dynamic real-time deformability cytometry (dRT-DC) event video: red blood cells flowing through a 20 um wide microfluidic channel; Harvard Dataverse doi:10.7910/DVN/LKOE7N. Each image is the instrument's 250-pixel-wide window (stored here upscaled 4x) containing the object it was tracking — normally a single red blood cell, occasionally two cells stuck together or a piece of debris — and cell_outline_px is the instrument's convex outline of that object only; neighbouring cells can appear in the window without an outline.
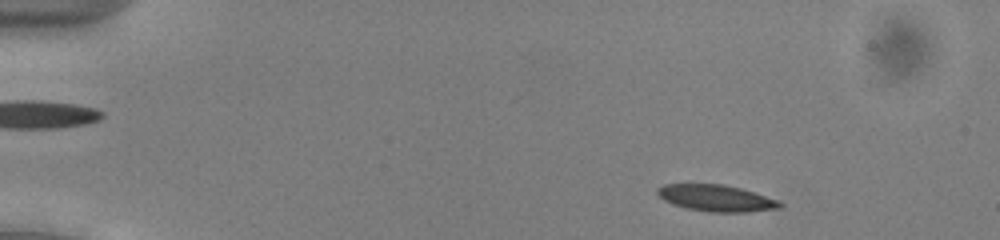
{"species": "common noctule bat (a hibernating species)", "species_latin": "Nyctalus noctula", "temperature_condition": "cold", "stored_images_in_passage": 49, "camera_frame_rate_fps": 3000, "um_per_image_px": 0.085, "animal": {"sex": "male", "body_mass_g": 13.0, "forearm_length_mm": 53.1}, "frame": {"image": 1, "passage_image": 4, "time_ms": 1.0, "image_size_px": [1000, 240], "cell_outline_px": [[784, 204], [780, 208], [748, 212], [712, 212], [688, 208], [672, 204], [664, 200], [656, 192], [656, 188], [664, 184], [724, 184], [756, 192], [780, 200]], "centroid_in_image_um": [60.92, 16.83], "position_along_channel_um": 24.1, "area_um2": 19.07}}
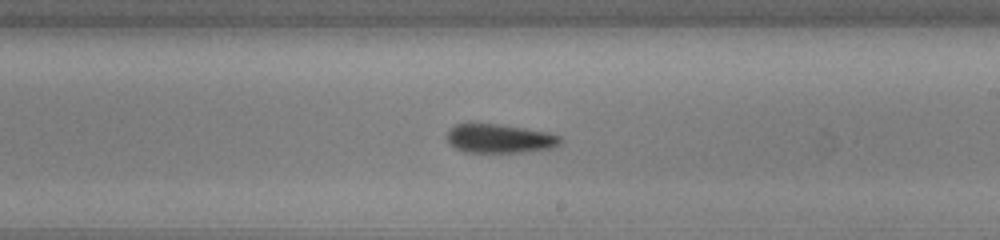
{"frame": {"image": 2, "passage_image": 28, "time_ms": 9.0, "image_size_px": [1000, 240], "cell_outline_px": [[564, 140], [560, 144], [552, 148], [520, 152], [464, 152], [448, 144], [444, 140], [444, 136], [448, 128], [456, 124], [496, 124], [524, 128], [548, 132], [560, 136]], "centroid_in_image_um": [42.41, 11.78], "position_along_channel_um": 246.6, "area_um2": 19.36}}
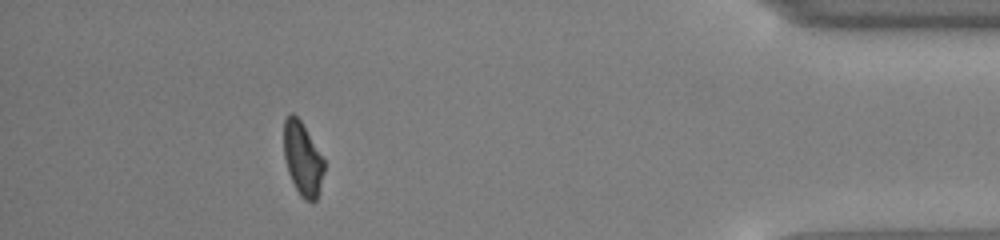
{"frame": {"image": 3, "passage_image": 44, "time_ms": 14.333, "image_size_px": [1000, 240], "cell_outline_px": [[324, 172], [316, 200], [312, 204], [304, 200], [300, 196], [288, 172], [284, 156], [284, 120], [288, 112], [292, 112], [300, 120], [324, 160]], "centroid_in_image_um": [25.71, 13.51], "position_along_channel_um": 409.5, "area_um2": 17.11}, "authors_computed_cell_mechanics": {"area_um2": 19.074, "velocity_mm_per_s": 3.9451, "shape_relaxation_time_tau1_ms": 2.5056, "shape_relaxation_time_tau2_ms": null, "deformation_change_tau1": 0.0865, "deformation_change_tau2": null}}